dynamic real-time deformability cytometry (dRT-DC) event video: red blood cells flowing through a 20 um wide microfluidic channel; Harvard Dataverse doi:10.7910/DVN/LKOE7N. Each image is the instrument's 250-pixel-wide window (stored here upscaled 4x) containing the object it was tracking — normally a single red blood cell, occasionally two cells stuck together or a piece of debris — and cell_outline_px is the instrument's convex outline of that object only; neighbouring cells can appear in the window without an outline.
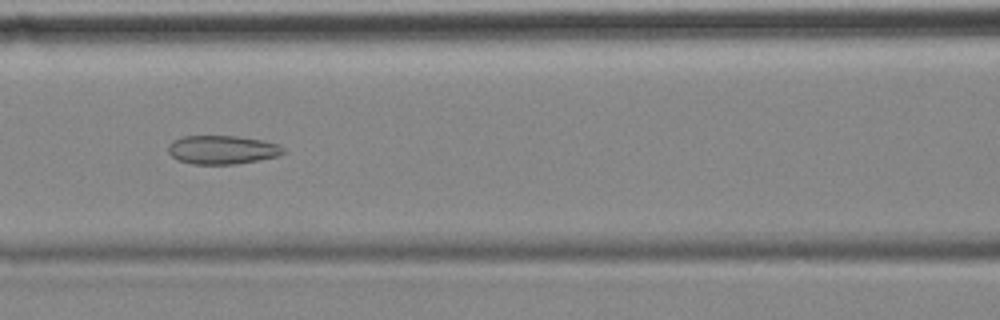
{"species": "common noctule bat (a hibernating species)", "species_latin": "Nyctalus noctula", "temperature_condition": "cold", "stored_images_in_passage": 15, "camera_frame_rate_fps": 3000, "um_per_image_px": 0.085, "animal": {"sex": "female", "body_mass_g": 18.4}, "frame": {"image": 1, "passage_image": 13, "time_ms": 4.0, "image_size_px": [1000, 320], "cell_outline_px": [[284, 152], [276, 156], [236, 164], [192, 164], [176, 160], [168, 152], [168, 144], [172, 140], [180, 136], [236, 136], [264, 140], [276, 144], [284, 148]], "centroid_in_image_um": [18.82, 12.72], "position_along_channel_um": 147.8, "area_um2": 19.25}}